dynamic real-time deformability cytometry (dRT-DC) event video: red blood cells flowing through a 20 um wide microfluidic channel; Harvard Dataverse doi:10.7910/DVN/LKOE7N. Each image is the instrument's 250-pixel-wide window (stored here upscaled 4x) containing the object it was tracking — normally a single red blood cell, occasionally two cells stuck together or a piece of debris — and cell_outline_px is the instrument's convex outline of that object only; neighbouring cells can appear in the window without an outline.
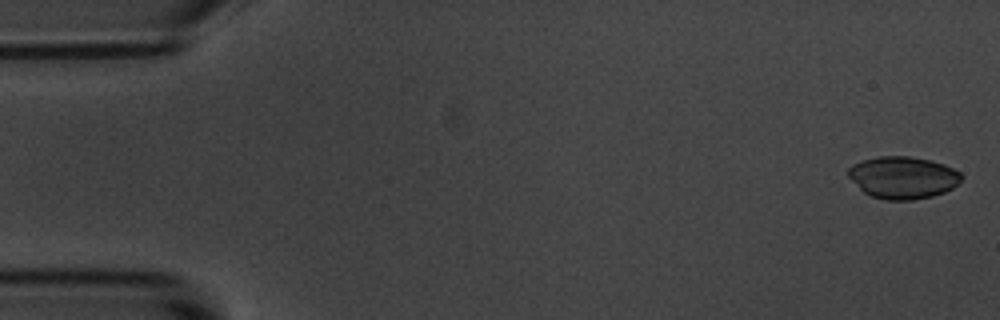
{"species": "common noctule bat (a hibernating species)", "species_latin": "Nyctalus noctula", "temperature_condition": "room temperature", "stored_images_in_passage": 4, "camera_frame_rate_fps": 3000, "um_per_image_px": 0.085, "animal": {"sex": "male", "body_mass_g": 20.1, "forearm_length_mm": 53.5}, "frame": {"image": 1, "passage_image": 1, "time_ms": 0.0, "image_size_px": [1000, 320], "cell_outline_px": [[964, 176], [952, 188], [944, 192], [932, 196], [912, 200], [884, 200], [872, 196], [864, 192], [848, 176], [848, 168], [852, 164], [860, 160], [880, 156], [908, 156], [932, 160], [944, 164], [960, 172]], "centroid_in_image_um": [76.74, 15.08], "position_along_channel_um": 8.3, "area_um2": 27.86}}
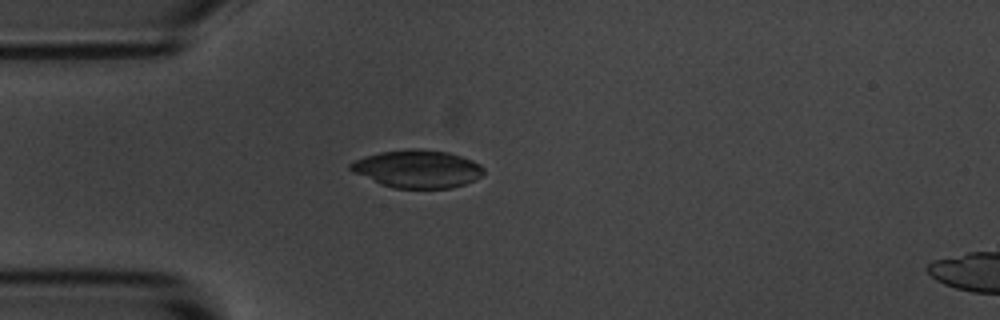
{"frame": {"image": 2, "passage_image": 4, "time_ms": 4.333, "image_size_px": [1000, 320], "cell_outline_px": [[484, 172], [480, 176], [464, 184], [452, 188], [392, 188], [380, 184], [352, 172], [348, 168], [348, 164], [364, 156], [380, 152], [412, 148], [420, 148], [448, 152], [472, 160], [480, 164], [484, 168]], "centroid_in_image_um": [35.45, 14.35], "position_along_channel_um": 49.6, "area_um2": 29.42}}